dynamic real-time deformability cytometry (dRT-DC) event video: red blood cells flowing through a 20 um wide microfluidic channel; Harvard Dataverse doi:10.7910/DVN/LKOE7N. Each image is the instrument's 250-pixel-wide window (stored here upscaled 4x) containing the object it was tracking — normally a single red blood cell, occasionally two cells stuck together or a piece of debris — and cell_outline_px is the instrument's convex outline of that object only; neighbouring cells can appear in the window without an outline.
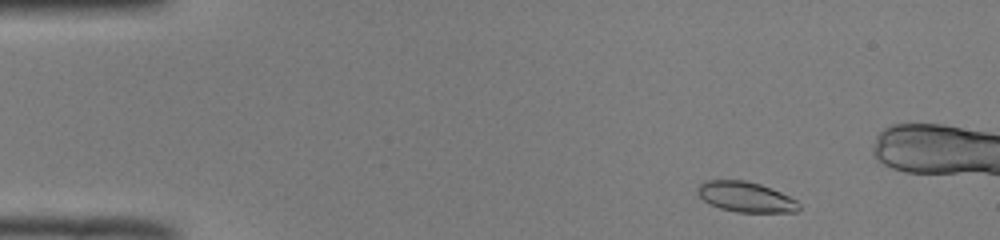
{"species": "common noctule bat (a hibernating species)", "species_latin": "Nyctalus noctula", "temperature_condition": "room temperature", "stored_images_in_passage": 46, "camera_frame_rate_fps": 3000, "um_per_image_px": 0.085, "animal": {"sex": "male", "body_mass_g": 19.0, "forearm_length_mm": 50.8}, "frame": {"image": 1, "passage_image": 1, "time_ms": 0.0, "image_size_px": [1000, 240], "cell_outline_px": [[800, 208], [796, 212], [736, 212], [720, 208], [704, 200], [696, 192], [696, 188], [704, 180], [744, 180], [760, 184], [780, 192], [796, 200], [800, 204]], "centroid_in_image_um": [63.37, 16.73], "position_along_channel_um": 21.6, "area_um2": 17.8}}
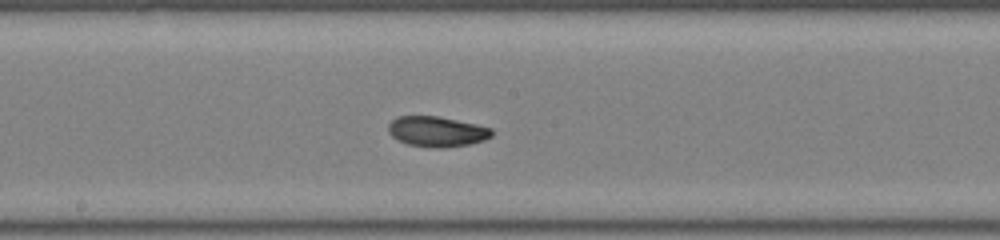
{"frame": {"image": 2, "passage_image": 22, "time_ms": 7.0, "image_size_px": [1000, 240], "cell_outline_px": [[492, 136], [484, 140], [468, 144], [444, 148], [436, 148], [408, 144], [396, 140], [388, 132], [388, 124], [392, 120], [400, 116], [436, 116], [476, 124], [492, 128]], "centroid_in_image_um": [37.11, 11.18], "position_along_channel_um": 211.1, "area_um2": 18.21}}
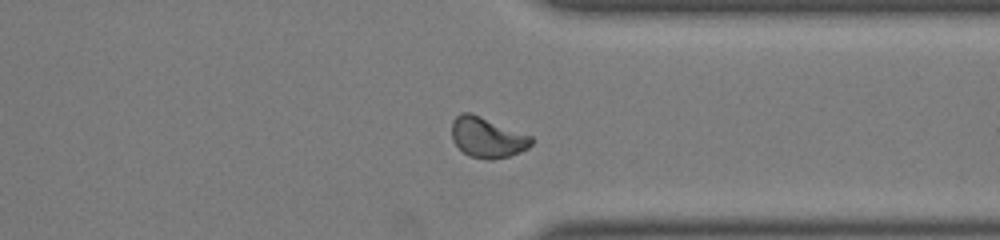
{"frame": {"image": 3, "passage_image": 34, "time_ms": 11.0, "image_size_px": [1000, 240], "cell_outline_px": [[532, 144], [528, 148], [520, 152], [508, 156], [492, 160], [488, 160], [468, 156], [452, 140], [452, 120], [460, 112], [468, 112], [480, 116], [532, 136]], "centroid_in_image_um": [41.4, 11.69], "position_along_channel_um": 370.0, "area_um2": 18.67}, "authors_computed_cell_mechanics": {"area_um2": 18.1203, "velocity_mm_per_s": 3.9751, "shape_relaxation_time_tau1_ms": 5.8468, "shape_relaxation_time_tau2_ms": 3.1118, "deformation_change_tau1": 0.1418, "deformation_change_tau2": 0.0631}}